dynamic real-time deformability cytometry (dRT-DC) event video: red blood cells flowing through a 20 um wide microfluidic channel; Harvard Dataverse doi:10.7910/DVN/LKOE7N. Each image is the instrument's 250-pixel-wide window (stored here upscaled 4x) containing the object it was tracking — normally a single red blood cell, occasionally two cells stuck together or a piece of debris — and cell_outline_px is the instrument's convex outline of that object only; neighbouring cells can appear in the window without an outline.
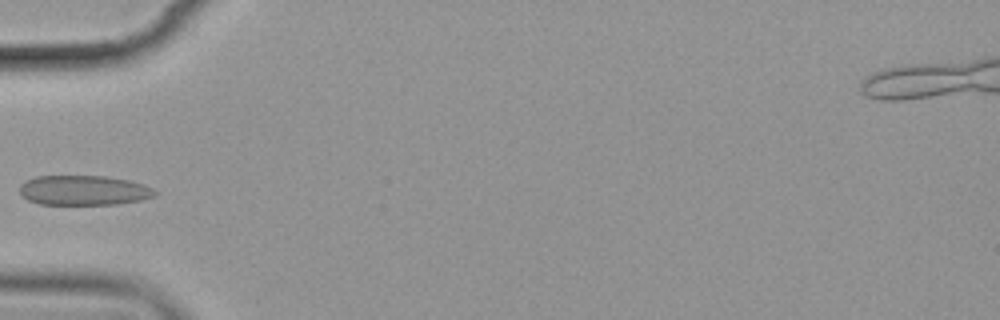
{"species": "common noctule bat (a hibernating species)", "species_latin": "Nyctalus noctula", "temperature_condition": "cold", "stored_images_in_passage": 7, "camera_frame_rate_fps": 3000, "um_per_image_px": 0.085, "animal": {"sex": "female", "body_mass_g": 19.9}, "frame": {"image": 1, "passage_image": 4, "time_ms": 3.667, "image_size_px": [1000, 320], "cell_outline_px": [[160, 192], [144, 200], [116, 204], [40, 204], [28, 200], [20, 196], [20, 184], [24, 180], [36, 176], [108, 176], [128, 180], [144, 184]], "centroid_in_image_um": [7.11, 16.17], "position_along_channel_um": 77.9, "area_um2": 23.76}}
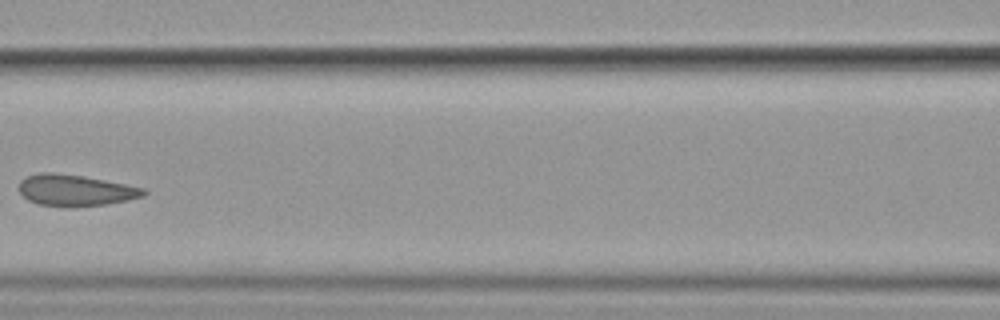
{"frame": {"image": 2, "passage_image": 6, "time_ms": 6.0, "image_size_px": [1000, 320], "cell_outline_px": [[148, 192], [144, 196], [128, 200], [108, 204], [40, 204], [28, 200], [20, 192], [20, 180], [24, 176], [40, 172], [52, 172], [84, 176], [144, 188]], "centroid_in_image_um": [6.41, 16.12], "position_along_channel_um": 160.2, "area_um2": 21.96}}
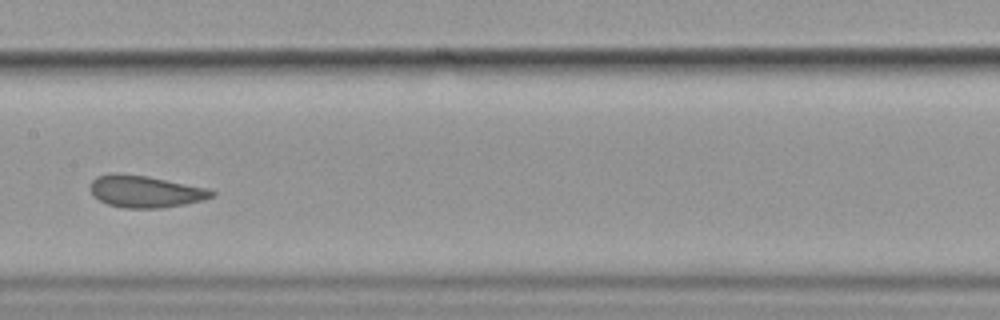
{"frame": {"image": 3, "passage_image": 7, "time_ms": 7.0, "image_size_px": [1000, 320], "cell_outline_px": [[216, 196], [184, 204], [160, 208], [124, 208], [108, 204], [92, 196], [88, 188], [92, 180], [96, 176], [108, 172], [116, 172], [148, 176], [208, 188], [216, 192]], "centroid_in_image_um": [12.29, 16.25], "position_along_channel_um": 195.1, "area_um2": 22.95}}